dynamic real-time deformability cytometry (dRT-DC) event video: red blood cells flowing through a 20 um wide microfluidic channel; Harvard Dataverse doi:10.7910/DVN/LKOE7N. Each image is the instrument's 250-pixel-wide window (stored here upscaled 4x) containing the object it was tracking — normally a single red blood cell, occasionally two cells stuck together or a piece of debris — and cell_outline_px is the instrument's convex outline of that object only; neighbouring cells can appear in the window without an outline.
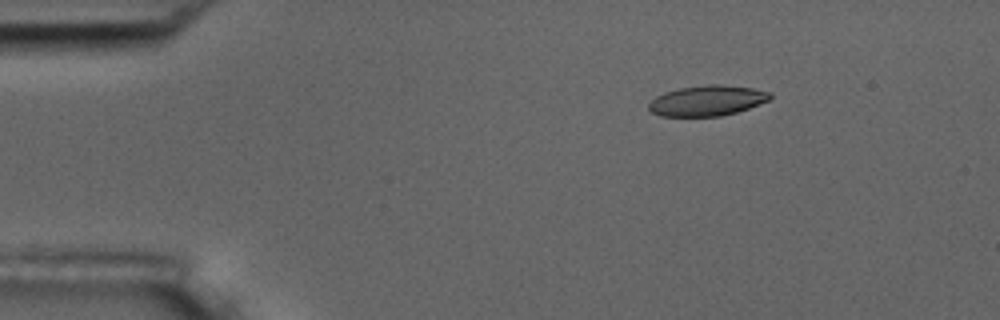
{"species": "common noctule bat (a hibernating species)", "species_latin": "Nyctalus noctula", "temperature_condition": "room temperature", "stored_images_in_passage": 3, "camera_frame_rate_fps": 3000, "um_per_image_px": 0.085, "animal": {"sex": "male", "body_mass_g": 17.5, "forearm_length_mm": 52.3}, "frame": {"image": 1, "passage_image": 1, "time_ms": 0.0, "image_size_px": [1000, 320], "cell_outline_px": [[772, 96], [768, 100], [748, 108], [736, 112], [720, 116], [660, 116], [652, 112], [648, 108], [648, 104], [656, 96], [664, 92], [680, 88], [708, 84], [716, 84], [752, 88], [772, 92]], "centroid_in_image_um": [60.09, 8.55], "position_along_channel_um": 24.9, "area_um2": 21.39}}